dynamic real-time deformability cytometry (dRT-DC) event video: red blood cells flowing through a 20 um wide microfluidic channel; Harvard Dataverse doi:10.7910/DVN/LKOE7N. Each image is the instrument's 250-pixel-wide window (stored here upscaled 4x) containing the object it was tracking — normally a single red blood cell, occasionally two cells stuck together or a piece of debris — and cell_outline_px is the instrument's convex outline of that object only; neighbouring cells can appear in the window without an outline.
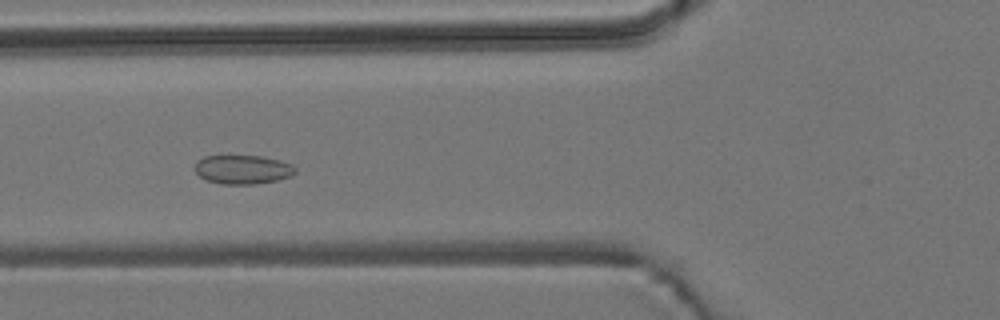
{"species": "common noctule bat (a hibernating species)", "species_latin": "Nyctalus noctula", "temperature_condition": "room temperature", "stored_images_in_passage": 5, "camera_frame_rate_fps": 3000, "um_per_image_px": 0.085, "animal": {"sex": "male", "body_mass_g": 19.2, "forearm_length_mm": 51.8}, "frame": {"image": 1, "passage_image": 5, "time_ms": 1.333, "image_size_px": [1000, 320], "cell_outline_px": [[296, 172], [292, 176], [276, 180], [256, 184], [220, 184], [208, 180], [200, 176], [196, 172], [196, 160], [204, 156], [260, 156], [280, 160], [292, 164], [296, 168]], "centroid_in_image_um": [20.66, 14.4], "position_along_channel_um": 105.1, "area_um2": 16.94}}